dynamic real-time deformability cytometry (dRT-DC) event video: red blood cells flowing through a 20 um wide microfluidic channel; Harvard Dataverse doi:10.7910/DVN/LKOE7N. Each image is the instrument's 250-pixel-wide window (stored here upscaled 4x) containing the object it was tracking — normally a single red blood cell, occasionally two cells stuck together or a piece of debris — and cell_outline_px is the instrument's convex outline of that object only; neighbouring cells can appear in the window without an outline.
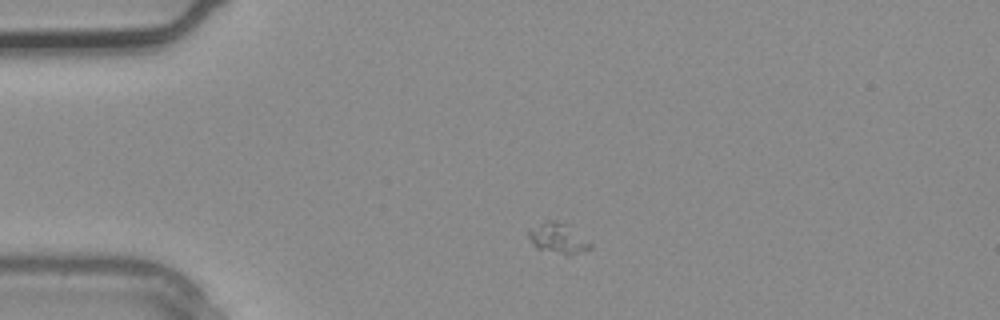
{"species": "common noctule bat (a hibernating species)", "species_latin": "Nyctalus noctula", "temperature_condition": "warm", "stored_images_in_passage": 1, "camera_frame_rate_fps": 3000, "um_per_image_px": 0.085, "animal": {"sex": "male", "body_mass_g": 20.4}, "frame": {"image": 1, "passage_image": 1, "time_ms": 0.0, "image_size_px": [1000, 320], "cell_outline_px": [[592, 248], [568, 256], [536, 248], [528, 236], [528, 228], [548, 220], [556, 220], [564, 224], [592, 244]], "centroid_in_image_um": [47.38, 20.27], "position_along_channel_um": 37.6, "area_um2": 10.69}}